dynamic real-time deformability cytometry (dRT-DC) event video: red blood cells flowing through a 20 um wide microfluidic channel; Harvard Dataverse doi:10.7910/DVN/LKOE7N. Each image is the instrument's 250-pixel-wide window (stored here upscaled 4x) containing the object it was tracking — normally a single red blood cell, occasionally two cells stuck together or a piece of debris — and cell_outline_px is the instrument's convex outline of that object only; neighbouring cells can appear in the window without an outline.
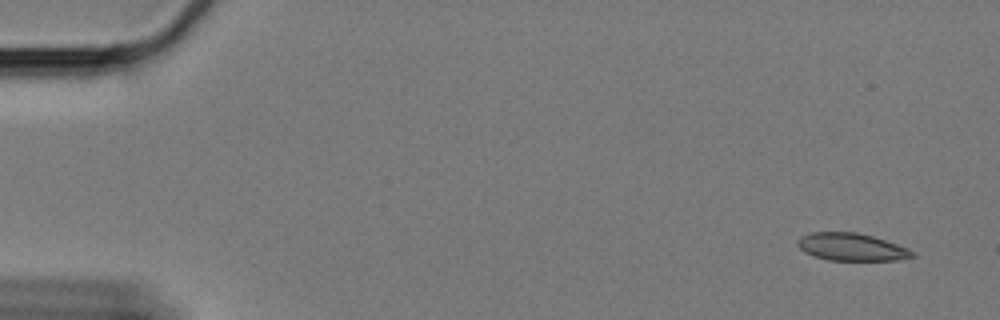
{"species": "Egyptian fruit bat (a non-hibernating species)", "species_latin": "Rousettus aegyptiacus", "temperature_condition": "cold", "stored_images_in_passage": 14, "camera_frame_rate_fps": 3000, "um_per_image_px": 0.085, "animal": {"sex": "female"}, "frame": {"image": 1, "passage_image": 1, "time_ms": 0.0, "image_size_px": [1000, 320], "cell_outline_px": [[916, 256], [900, 260], [828, 260], [812, 256], [804, 252], [796, 244], [796, 240], [800, 236], [812, 232], [856, 232], [872, 236], [908, 248], [916, 252]], "centroid_in_image_um": [72.36, 21.0], "position_along_channel_um": 12.6, "area_um2": 18.55}}